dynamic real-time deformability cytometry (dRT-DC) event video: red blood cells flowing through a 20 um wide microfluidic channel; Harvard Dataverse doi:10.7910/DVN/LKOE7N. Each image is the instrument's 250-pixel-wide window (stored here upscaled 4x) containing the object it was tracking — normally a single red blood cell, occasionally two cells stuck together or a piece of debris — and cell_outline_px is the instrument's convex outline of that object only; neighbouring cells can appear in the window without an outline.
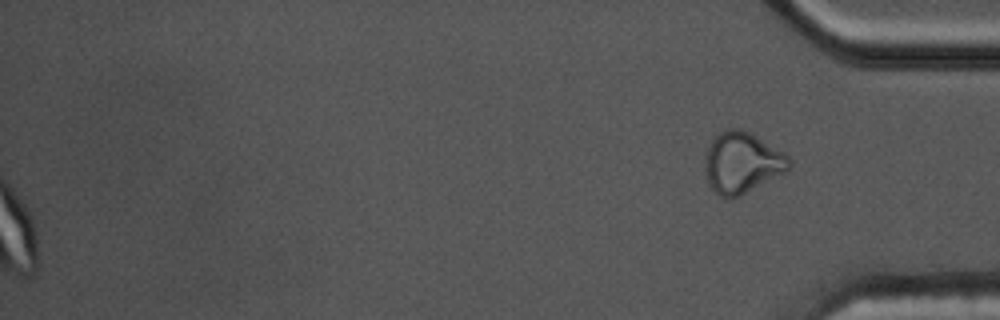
{"species": "common noctule bat (a hibernating species)", "species_latin": "Nyctalus noctula", "temperature_condition": "cold", "stored_images_in_passage": 58, "segment_of_instrument_passage": [3, 3], "camera_frame_rate_fps": 3000, "um_per_image_px": 0.085, "animal": {"sex": "male", "body_mass_g": 17.5, "forearm_length_mm": 52.3}, "frame": {"image": 1, "passage_image": 58, "time_ms": 19.0, "image_size_px": [1000, 320], "cell_outline_px": [[792, 164], [784, 172], [740, 196], [720, 196], [708, 184], [704, 168], [704, 164], [708, 144], [720, 132], [728, 128], [736, 128], [748, 132], [788, 156], [792, 160]], "centroid_in_image_um": [63.03, 13.82], "position_along_channel_um": 372.2, "area_um2": 29.3}}